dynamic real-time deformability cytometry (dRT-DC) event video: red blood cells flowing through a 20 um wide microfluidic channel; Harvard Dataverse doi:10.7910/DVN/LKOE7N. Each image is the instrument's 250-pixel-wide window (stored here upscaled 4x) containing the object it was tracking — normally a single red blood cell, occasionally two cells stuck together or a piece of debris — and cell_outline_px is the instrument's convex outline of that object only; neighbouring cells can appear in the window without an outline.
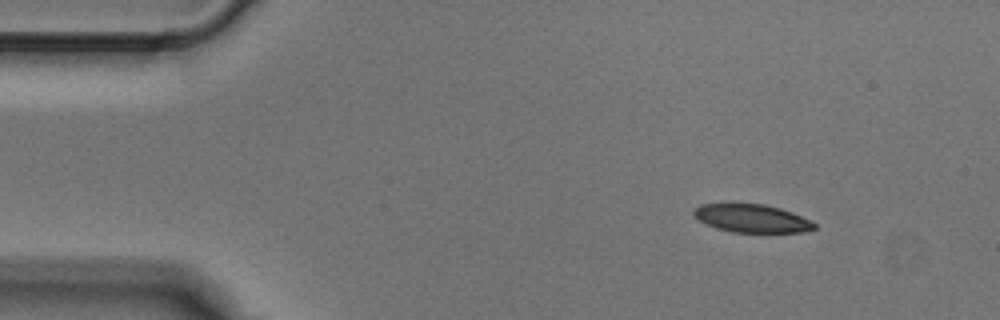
{"species": "Egyptian fruit bat (a non-hibernating species)", "species_latin": "Rousettus aegyptiacus", "temperature_condition": "cold", "stored_images_in_passage": 2, "camera_frame_rate_fps": 3000, "um_per_image_px": 0.085, "animal": {"sex": "male"}, "frame": {"image": 1, "passage_image": 1, "time_ms": 0.0, "image_size_px": [1000, 320], "cell_outline_px": [[816, 228], [800, 232], [732, 232], [716, 228], [700, 220], [692, 212], [692, 208], [700, 204], [724, 200], [764, 204], [780, 208], [792, 212], [816, 224]], "centroid_in_image_um": [63.79, 18.5], "position_along_channel_um": 21.2, "area_um2": 20.4}}